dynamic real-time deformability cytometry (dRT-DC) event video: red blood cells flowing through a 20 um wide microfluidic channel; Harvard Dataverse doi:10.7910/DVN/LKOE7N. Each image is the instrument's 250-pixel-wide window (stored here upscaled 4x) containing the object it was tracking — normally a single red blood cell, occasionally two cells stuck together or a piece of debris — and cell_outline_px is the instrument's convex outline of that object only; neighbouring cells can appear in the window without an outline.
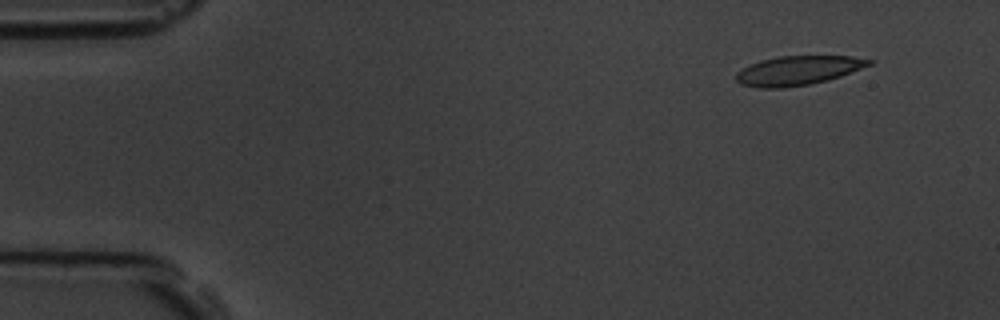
{"species": "common noctule bat (a hibernating species)", "species_latin": "Nyctalus noctula", "temperature_condition": "room temperature", "stored_images_in_passage": 3, "camera_frame_rate_fps": 3000, "um_per_image_px": 0.085, "animal": {"sex": "male", "body_mass_g": 19.5, "forearm_length_mm": 54.6}, "frame": {"image": 1, "passage_image": 1, "time_ms": 0.0, "image_size_px": [1000, 320], "cell_outline_px": [[876, 60], [872, 64], [840, 76], [828, 80], [808, 84], [780, 88], [756, 88], [740, 84], [736, 80], [736, 72], [760, 60], [780, 56], [852, 56]], "centroid_in_image_um": [67.83, 5.99], "position_along_channel_um": 17.2, "area_um2": 22.54}}